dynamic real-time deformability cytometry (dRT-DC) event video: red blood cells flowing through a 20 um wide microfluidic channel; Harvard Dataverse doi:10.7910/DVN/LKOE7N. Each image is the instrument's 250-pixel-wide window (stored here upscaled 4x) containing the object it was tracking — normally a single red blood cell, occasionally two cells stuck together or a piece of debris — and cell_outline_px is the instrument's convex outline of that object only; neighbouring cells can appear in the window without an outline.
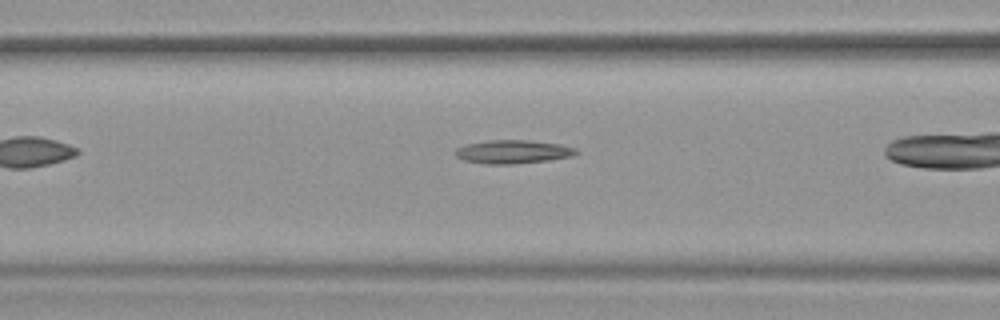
{"species": "common noctule bat (a hibernating species)", "species_latin": "Nyctalus noctula", "temperature_condition": "warm", "stored_images_in_passage": 25, "camera_frame_rate_fps": 3000, "um_per_image_px": 0.085, "animal": {"sex": "female", "body_mass_g": 19.9}, "frame": {"image": 1, "passage_image": 4, "time_ms": 1.0, "image_size_px": [1000, 320], "cell_outline_px": [[580, 152], [572, 156], [548, 160], [512, 164], [484, 164], [464, 160], [456, 156], [452, 152], [456, 148], [468, 144], [488, 140], [532, 140], [560, 144], [576, 148]], "centroid_in_image_um": [43.59, 12.9], "position_along_channel_um": 123.0, "area_um2": 16.65}}